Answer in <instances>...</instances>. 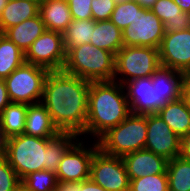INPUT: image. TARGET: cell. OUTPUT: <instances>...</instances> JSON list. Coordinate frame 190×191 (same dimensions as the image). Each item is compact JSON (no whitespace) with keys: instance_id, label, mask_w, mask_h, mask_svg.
<instances>
[{"instance_id":"obj_23","label":"cell","mask_w":190,"mask_h":191,"mask_svg":"<svg viewBox=\"0 0 190 191\" xmlns=\"http://www.w3.org/2000/svg\"><path fill=\"white\" fill-rule=\"evenodd\" d=\"M91 44L116 54L124 46L122 30L110 20L95 21Z\"/></svg>"},{"instance_id":"obj_41","label":"cell","mask_w":190,"mask_h":191,"mask_svg":"<svg viewBox=\"0 0 190 191\" xmlns=\"http://www.w3.org/2000/svg\"><path fill=\"white\" fill-rule=\"evenodd\" d=\"M174 3L183 11L190 13V0H174Z\"/></svg>"},{"instance_id":"obj_21","label":"cell","mask_w":190,"mask_h":191,"mask_svg":"<svg viewBox=\"0 0 190 191\" xmlns=\"http://www.w3.org/2000/svg\"><path fill=\"white\" fill-rule=\"evenodd\" d=\"M157 114L180 138L190 131V107L183 97L168 102Z\"/></svg>"},{"instance_id":"obj_27","label":"cell","mask_w":190,"mask_h":191,"mask_svg":"<svg viewBox=\"0 0 190 191\" xmlns=\"http://www.w3.org/2000/svg\"><path fill=\"white\" fill-rule=\"evenodd\" d=\"M169 191H190V160L177 156L167 163Z\"/></svg>"},{"instance_id":"obj_35","label":"cell","mask_w":190,"mask_h":191,"mask_svg":"<svg viewBox=\"0 0 190 191\" xmlns=\"http://www.w3.org/2000/svg\"><path fill=\"white\" fill-rule=\"evenodd\" d=\"M78 191H107L100 185H97L90 178L78 183Z\"/></svg>"},{"instance_id":"obj_1","label":"cell","mask_w":190,"mask_h":191,"mask_svg":"<svg viewBox=\"0 0 190 191\" xmlns=\"http://www.w3.org/2000/svg\"><path fill=\"white\" fill-rule=\"evenodd\" d=\"M90 83L64 70L48 73L41 103L60 132L80 136L85 130Z\"/></svg>"},{"instance_id":"obj_19","label":"cell","mask_w":190,"mask_h":191,"mask_svg":"<svg viewBox=\"0 0 190 191\" xmlns=\"http://www.w3.org/2000/svg\"><path fill=\"white\" fill-rule=\"evenodd\" d=\"M46 31L41 15L29 18L19 25L8 28L3 35L25 54L32 43Z\"/></svg>"},{"instance_id":"obj_5","label":"cell","mask_w":190,"mask_h":191,"mask_svg":"<svg viewBox=\"0 0 190 191\" xmlns=\"http://www.w3.org/2000/svg\"><path fill=\"white\" fill-rule=\"evenodd\" d=\"M146 136L147 114L131 113L120 124L108 129L96 142L102 152L123 157L144 149Z\"/></svg>"},{"instance_id":"obj_25","label":"cell","mask_w":190,"mask_h":191,"mask_svg":"<svg viewBox=\"0 0 190 191\" xmlns=\"http://www.w3.org/2000/svg\"><path fill=\"white\" fill-rule=\"evenodd\" d=\"M25 63V54L12 41L0 33V79L7 78Z\"/></svg>"},{"instance_id":"obj_46","label":"cell","mask_w":190,"mask_h":191,"mask_svg":"<svg viewBox=\"0 0 190 191\" xmlns=\"http://www.w3.org/2000/svg\"><path fill=\"white\" fill-rule=\"evenodd\" d=\"M41 1H65V2H68V0H41Z\"/></svg>"},{"instance_id":"obj_18","label":"cell","mask_w":190,"mask_h":191,"mask_svg":"<svg viewBox=\"0 0 190 191\" xmlns=\"http://www.w3.org/2000/svg\"><path fill=\"white\" fill-rule=\"evenodd\" d=\"M150 10L163 22L165 33L190 29V13L183 12L174 0H158Z\"/></svg>"},{"instance_id":"obj_15","label":"cell","mask_w":190,"mask_h":191,"mask_svg":"<svg viewBox=\"0 0 190 191\" xmlns=\"http://www.w3.org/2000/svg\"><path fill=\"white\" fill-rule=\"evenodd\" d=\"M122 160L130 180L167 173L168 160L145 148L123 156Z\"/></svg>"},{"instance_id":"obj_11","label":"cell","mask_w":190,"mask_h":191,"mask_svg":"<svg viewBox=\"0 0 190 191\" xmlns=\"http://www.w3.org/2000/svg\"><path fill=\"white\" fill-rule=\"evenodd\" d=\"M122 33L124 46H147L157 49L165 34L163 22L151 10H145L141 17Z\"/></svg>"},{"instance_id":"obj_42","label":"cell","mask_w":190,"mask_h":191,"mask_svg":"<svg viewBox=\"0 0 190 191\" xmlns=\"http://www.w3.org/2000/svg\"><path fill=\"white\" fill-rule=\"evenodd\" d=\"M12 191H32L29 189L24 182L21 180Z\"/></svg>"},{"instance_id":"obj_37","label":"cell","mask_w":190,"mask_h":191,"mask_svg":"<svg viewBox=\"0 0 190 191\" xmlns=\"http://www.w3.org/2000/svg\"><path fill=\"white\" fill-rule=\"evenodd\" d=\"M55 191H78V183L58 182Z\"/></svg>"},{"instance_id":"obj_30","label":"cell","mask_w":190,"mask_h":191,"mask_svg":"<svg viewBox=\"0 0 190 191\" xmlns=\"http://www.w3.org/2000/svg\"><path fill=\"white\" fill-rule=\"evenodd\" d=\"M130 191H169L167 173L130 180Z\"/></svg>"},{"instance_id":"obj_28","label":"cell","mask_w":190,"mask_h":191,"mask_svg":"<svg viewBox=\"0 0 190 191\" xmlns=\"http://www.w3.org/2000/svg\"><path fill=\"white\" fill-rule=\"evenodd\" d=\"M146 9L142 8L137 2L118 0L112 12L110 21L122 31L140 18Z\"/></svg>"},{"instance_id":"obj_45","label":"cell","mask_w":190,"mask_h":191,"mask_svg":"<svg viewBox=\"0 0 190 191\" xmlns=\"http://www.w3.org/2000/svg\"><path fill=\"white\" fill-rule=\"evenodd\" d=\"M0 132H4V129H3L2 124H1V115H0Z\"/></svg>"},{"instance_id":"obj_44","label":"cell","mask_w":190,"mask_h":191,"mask_svg":"<svg viewBox=\"0 0 190 191\" xmlns=\"http://www.w3.org/2000/svg\"><path fill=\"white\" fill-rule=\"evenodd\" d=\"M184 79H190V71L185 74V78Z\"/></svg>"},{"instance_id":"obj_3","label":"cell","mask_w":190,"mask_h":191,"mask_svg":"<svg viewBox=\"0 0 190 191\" xmlns=\"http://www.w3.org/2000/svg\"><path fill=\"white\" fill-rule=\"evenodd\" d=\"M123 88L118 81L90 83L87 120L82 135L91 133L99 138L131 114Z\"/></svg>"},{"instance_id":"obj_2","label":"cell","mask_w":190,"mask_h":191,"mask_svg":"<svg viewBox=\"0 0 190 191\" xmlns=\"http://www.w3.org/2000/svg\"><path fill=\"white\" fill-rule=\"evenodd\" d=\"M77 136L79 135L71 132H59L52 138L26 134L12 136L8 138L4 158L20 180L32 172L41 170L56 173L62 157L76 143L73 139L79 140Z\"/></svg>"},{"instance_id":"obj_7","label":"cell","mask_w":190,"mask_h":191,"mask_svg":"<svg viewBox=\"0 0 190 191\" xmlns=\"http://www.w3.org/2000/svg\"><path fill=\"white\" fill-rule=\"evenodd\" d=\"M161 66L157 48L147 46H123L115 54L114 81L120 74L127 77L119 78L120 84L124 85L132 79L152 76ZM126 75V76H125ZM131 77V78H130Z\"/></svg>"},{"instance_id":"obj_38","label":"cell","mask_w":190,"mask_h":191,"mask_svg":"<svg viewBox=\"0 0 190 191\" xmlns=\"http://www.w3.org/2000/svg\"><path fill=\"white\" fill-rule=\"evenodd\" d=\"M182 97L190 107V79H184Z\"/></svg>"},{"instance_id":"obj_33","label":"cell","mask_w":190,"mask_h":191,"mask_svg":"<svg viewBox=\"0 0 190 191\" xmlns=\"http://www.w3.org/2000/svg\"><path fill=\"white\" fill-rule=\"evenodd\" d=\"M68 4L73 19H92V0H68Z\"/></svg>"},{"instance_id":"obj_9","label":"cell","mask_w":190,"mask_h":191,"mask_svg":"<svg viewBox=\"0 0 190 191\" xmlns=\"http://www.w3.org/2000/svg\"><path fill=\"white\" fill-rule=\"evenodd\" d=\"M66 60L63 34L46 30L25 53V62L49 71L62 70Z\"/></svg>"},{"instance_id":"obj_26","label":"cell","mask_w":190,"mask_h":191,"mask_svg":"<svg viewBox=\"0 0 190 191\" xmlns=\"http://www.w3.org/2000/svg\"><path fill=\"white\" fill-rule=\"evenodd\" d=\"M95 21L73 19L63 34L65 51L83 44H91Z\"/></svg>"},{"instance_id":"obj_10","label":"cell","mask_w":190,"mask_h":191,"mask_svg":"<svg viewBox=\"0 0 190 191\" xmlns=\"http://www.w3.org/2000/svg\"><path fill=\"white\" fill-rule=\"evenodd\" d=\"M76 142L62 157L56 172L58 182L80 183L90 178V165L98 144L89 149Z\"/></svg>"},{"instance_id":"obj_4","label":"cell","mask_w":190,"mask_h":191,"mask_svg":"<svg viewBox=\"0 0 190 191\" xmlns=\"http://www.w3.org/2000/svg\"><path fill=\"white\" fill-rule=\"evenodd\" d=\"M62 70L90 82L114 81L115 54L83 44L66 50Z\"/></svg>"},{"instance_id":"obj_17","label":"cell","mask_w":190,"mask_h":191,"mask_svg":"<svg viewBox=\"0 0 190 191\" xmlns=\"http://www.w3.org/2000/svg\"><path fill=\"white\" fill-rule=\"evenodd\" d=\"M60 131L52 121L51 115L40 102L27 108L24 134L41 138H52Z\"/></svg>"},{"instance_id":"obj_20","label":"cell","mask_w":190,"mask_h":191,"mask_svg":"<svg viewBox=\"0 0 190 191\" xmlns=\"http://www.w3.org/2000/svg\"><path fill=\"white\" fill-rule=\"evenodd\" d=\"M40 1L9 0L0 16V33L39 15Z\"/></svg>"},{"instance_id":"obj_14","label":"cell","mask_w":190,"mask_h":191,"mask_svg":"<svg viewBox=\"0 0 190 191\" xmlns=\"http://www.w3.org/2000/svg\"><path fill=\"white\" fill-rule=\"evenodd\" d=\"M123 86L128 91L126 96L131 113L146 115L158 112V93L151 76L132 79Z\"/></svg>"},{"instance_id":"obj_43","label":"cell","mask_w":190,"mask_h":191,"mask_svg":"<svg viewBox=\"0 0 190 191\" xmlns=\"http://www.w3.org/2000/svg\"><path fill=\"white\" fill-rule=\"evenodd\" d=\"M9 0H0V16L4 10V8L6 7V5L8 4Z\"/></svg>"},{"instance_id":"obj_39","label":"cell","mask_w":190,"mask_h":191,"mask_svg":"<svg viewBox=\"0 0 190 191\" xmlns=\"http://www.w3.org/2000/svg\"><path fill=\"white\" fill-rule=\"evenodd\" d=\"M8 137L5 132H0V158L5 156L7 149Z\"/></svg>"},{"instance_id":"obj_34","label":"cell","mask_w":190,"mask_h":191,"mask_svg":"<svg viewBox=\"0 0 190 191\" xmlns=\"http://www.w3.org/2000/svg\"><path fill=\"white\" fill-rule=\"evenodd\" d=\"M180 157L190 160V131L180 138Z\"/></svg>"},{"instance_id":"obj_24","label":"cell","mask_w":190,"mask_h":191,"mask_svg":"<svg viewBox=\"0 0 190 191\" xmlns=\"http://www.w3.org/2000/svg\"><path fill=\"white\" fill-rule=\"evenodd\" d=\"M27 108L28 104L11 102L3 109L1 124L8 138L24 134Z\"/></svg>"},{"instance_id":"obj_8","label":"cell","mask_w":190,"mask_h":191,"mask_svg":"<svg viewBox=\"0 0 190 191\" xmlns=\"http://www.w3.org/2000/svg\"><path fill=\"white\" fill-rule=\"evenodd\" d=\"M90 179L107 191H129L130 179L122 157L108 155L99 148L90 165Z\"/></svg>"},{"instance_id":"obj_29","label":"cell","mask_w":190,"mask_h":191,"mask_svg":"<svg viewBox=\"0 0 190 191\" xmlns=\"http://www.w3.org/2000/svg\"><path fill=\"white\" fill-rule=\"evenodd\" d=\"M22 181L32 191H55L58 186L56 173L48 170L32 172Z\"/></svg>"},{"instance_id":"obj_12","label":"cell","mask_w":190,"mask_h":191,"mask_svg":"<svg viewBox=\"0 0 190 191\" xmlns=\"http://www.w3.org/2000/svg\"><path fill=\"white\" fill-rule=\"evenodd\" d=\"M158 53L161 66L188 73L190 71V29L165 33Z\"/></svg>"},{"instance_id":"obj_36","label":"cell","mask_w":190,"mask_h":191,"mask_svg":"<svg viewBox=\"0 0 190 191\" xmlns=\"http://www.w3.org/2000/svg\"><path fill=\"white\" fill-rule=\"evenodd\" d=\"M9 103H11V101L6 89L4 79H0V114Z\"/></svg>"},{"instance_id":"obj_32","label":"cell","mask_w":190,"mask_h":191,"mask_svg":"<svg viewBox=\"0 0 190 191\" xmlns=\"http://www.w3.org/2000/svg\"><path fill=\"white\" fill-rule=\"evenodd\" d=\"M118 0H92V19L94 21L110 20Z\"/></svg>"},{"instance_id":"obj_6","label":"cell","mask_w":190,"mask_h":191,"mask_svg":"<svg viewBox=\"0 0 190 191\" xmlns=\"http://www.w3.org/2000/svg\"><path fill=\"white\" fill-rule=\"evenodd\" d=\"M49 72L44 67L26 62L14 70L4 79L10 101L28 105L40 103L39 98L43 97L44 83Z\"/></svg>"},{"instance_id":"obj_40","label":"cell","mask_w":190,"mask_h":191,"mask_svg":"<svg viewBox=\"0 0 190 191\" xmlns=\"http://www.w3.org/2000/svg\"><path fill=\"white\" fill-rule=\"evenodd\" d=\"M137 2L142 8L150 10L158 0H127Z\"/></svg>"},{"instance_id":"obj_16","label":"cell","mask_w":190,"mask_h":191,"mask_svg":"<svg viewBox=\"0 0 190 191\" xmlns=\"http://www.w3.org/2000/svg\"><path fill=\"white\" fill-rule=\"evenodd\" d=\"M151 78L158 93V111L168 102L182 97L185 73L160 66Z\"/></svg>"},{"instance_id":"obj_22","label":"cell","mask_w":190,"mask_h":191,"mask_svg":"<svg viewBox=\"0 0 190 191\" xmlns=\"http://www.w3.org/2000/svg\"><path fill=\"white\" fill-rule=\"evenodd\" d=\"M39 14L46 30L63 33L73 20L68 2L40 1Z\"/></svg>"},{"instance_id":"obj_31","label":"cell","mask_w":190,"mask_h":191,"mask_svg":"<svg viewBox=\"0 0 190 191\" xmlns=\"http://www.w3.org/2000/svg\"><path fill=\"white\" fill-rule=\"evenodd\" d=\"M21 180L8 161L0 158V191H12Z\"/></svg>"},{"instance_id":"obj_13","label":"cell","mask_w":190,"mask_h":191,"mask_svg":"<svg viewBox=\"0 0 190 191\" xmlns=\"http://www.w3.org/2000/svg\"><path fill=\"white\" fill-rule=\"evenodd\" d=\"M145 149L171 160L180 154V137L157 114H147Z\"/></svg>"}]
</instances>
